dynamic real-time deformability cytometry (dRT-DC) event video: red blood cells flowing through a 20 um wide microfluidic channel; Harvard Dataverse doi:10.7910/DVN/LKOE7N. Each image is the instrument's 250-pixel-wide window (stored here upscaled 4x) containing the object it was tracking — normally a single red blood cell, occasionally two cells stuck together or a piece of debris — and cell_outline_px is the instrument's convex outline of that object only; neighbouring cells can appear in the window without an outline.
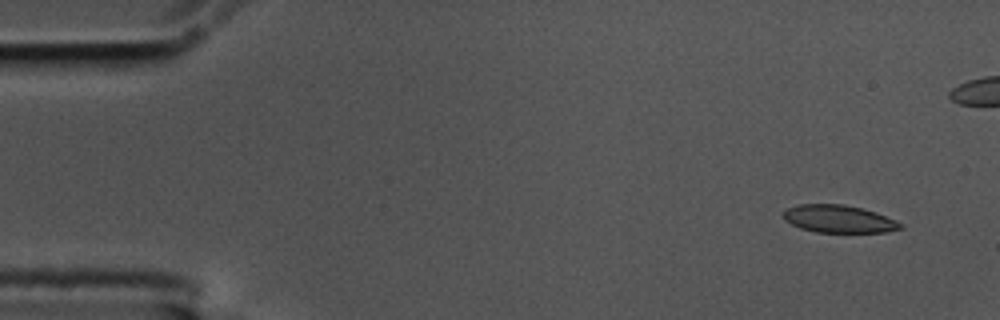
{"species": "common noctule bat (a hibernating species)", "species_latin": "Nyctalus noctula", "temperature_condition": "cold", "stored_images_in_passage": 9, "camera_frame_rate_fps": 3000, "um_per_image_px": 0.085, "animal": {"sex": "male", "body_mass_g": 17.5, "forearm_length_mm": 52.3}, "frame": {"image": 1, "passage_image": 1, "time_ms": 0.0, "image_size_px": [1000, 320], "cell_outline_px": [[904, 228], [884, 232], [816, 232], [800, 228], [784, 220], [784, 212], [788, 208], [800, 204], [844, 204], [876, 212], [900, 224]], "centroid_in_image_um": [71.25, 18.61], "position_along_channel_um": 13.7, "area_um2": 18.5}}
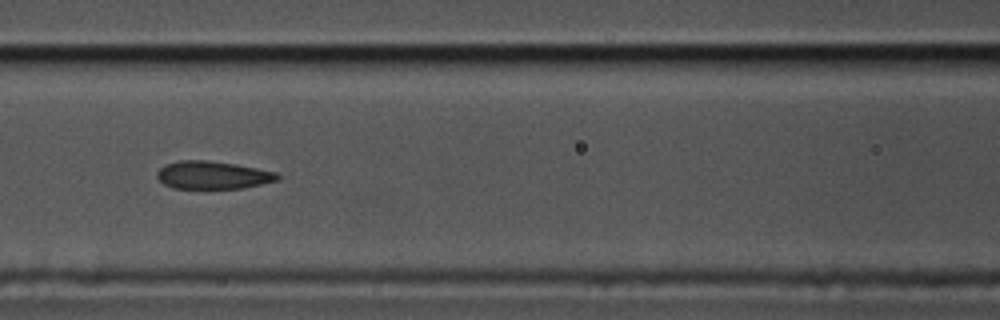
{"frame": {"image": 2, "passage_image": 7, "time_ms": 2.0, "image_size_px": [1000, 320], "cell_outline_px": [[288, 176], [280, 180], [240, 188], [172, 188], [164, 184], [156, 176], [156, 172], [164, 164], [180, 160], [208, 160], [236, 164], [276, 172]], "centroid_in_image_um": [18.13, 14.87], "position_along_channel_um": 148.5, "area_um2": 19.77}}